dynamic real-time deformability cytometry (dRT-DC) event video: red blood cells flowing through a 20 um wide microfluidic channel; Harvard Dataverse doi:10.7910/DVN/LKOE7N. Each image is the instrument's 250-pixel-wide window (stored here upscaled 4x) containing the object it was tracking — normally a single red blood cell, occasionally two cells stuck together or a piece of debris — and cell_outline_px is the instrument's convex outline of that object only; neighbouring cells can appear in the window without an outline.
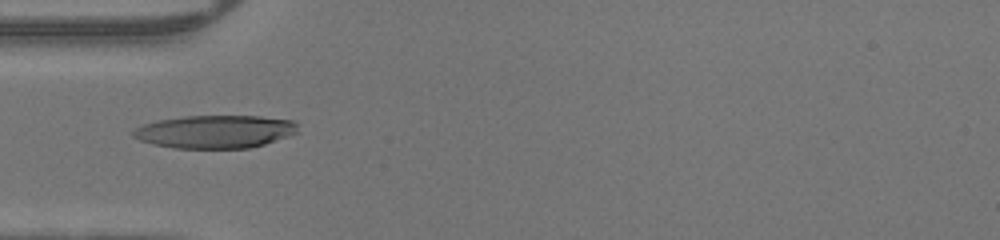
{"species": "human", "species_latin": "Homo sapiens", "temperature_condition": "warm", "stored_images_in_passage": 33, "camera_frame_rate_fps": 3000, "um_per_image_px": 0.085, "donor": {"sex": "male"}, "frame": {"image": 1, "passage_image": 1, "time_ms": 0.0, "image_size_px": [1000, 240], "cell_outline_px": [[296, 132], [288, 136], [264, 144], [248, 148], [172, 148], [152, 144], [140, 140], [132, 136], [132, 132], [136, 128], [144, 124], [156, 120], [184, 116], [260, 116], [292, 120], [296, 124]], "centroid_in_image_um": [18.24, 11.19], "position_along_channel_um": 66.8, "area_um2": 31.56}}
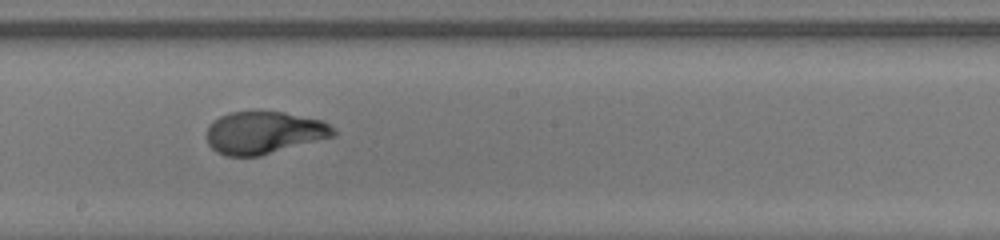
{"frame": {"image": 2, "passage_image": 12, "time_ms": 3.667, "image_size_px": [1000, 240], "cell_outline_px": [[336, 136], [260, 156], [228, 156], [216, 152], [208, 144], [208, 124], [212, 120], [228, 112], [284, 112], [324, 120], [336, 132]], "centroid_in_image_um": [22.45, 11.28], "position_along_channel_um": 225.8, "area_um2": 31.44}}
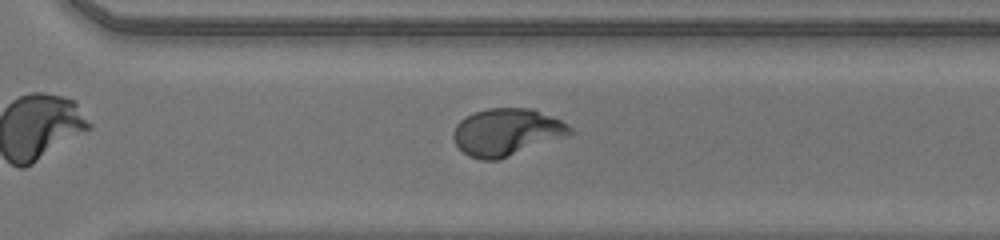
{"frame": {"image": 3, "passage_image": 19, "time_ms": 6.0, "image_size_px": [1000, 240], "cell_outline_px": [[576, 132], [568, 136], [500, 160], [480, 160], [468, 156], [456, 144], [452, 136], [452, 132], [456, 124], [460, 120], [476, 112], [488, 108], [532, 108], [552, 116], [568, 124]], "centroid_in_image_um": [43.09, 11.24], "position_along_channel_um": 327.5, "area_um2": 32.37}}